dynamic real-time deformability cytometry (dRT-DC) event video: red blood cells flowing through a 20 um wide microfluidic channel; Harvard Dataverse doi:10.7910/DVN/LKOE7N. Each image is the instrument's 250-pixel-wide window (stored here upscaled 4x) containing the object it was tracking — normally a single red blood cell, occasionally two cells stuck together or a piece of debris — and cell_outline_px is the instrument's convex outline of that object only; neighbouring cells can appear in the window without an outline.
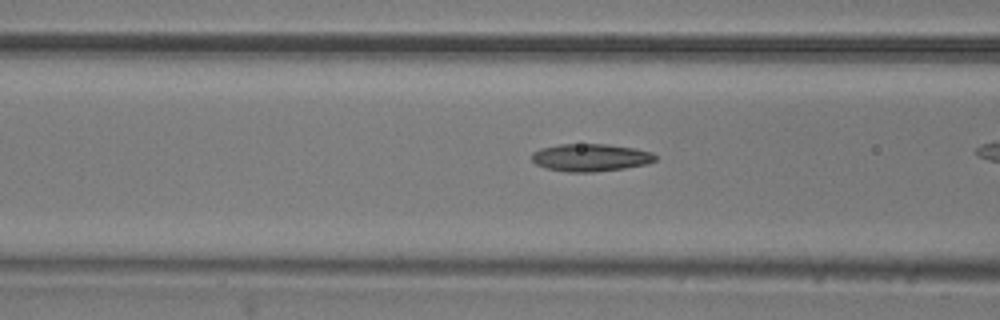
{"species": "common noctule bat (a hibernating species)", "species_latin": "Nyctalus noctula", "temperature_condition": "room temperature", "stored_images_in_passage": 35, "camera_frame_rate_fps": 3000, "um_per_image_px": 0.085, "animal": {"sex": "male", "body_mass_g": 20.5, "forearm_length_mm": 52.5}, "frame": {"image": 1, "passage_image": 20, "time_ms": 6.333, "image_size_px": [1000, 320], "cell_outline_px": [[656, 160], [648, 164], [624, 168], [596, 172], [568, 172], [544, 168], [536, 164], [532, 160], [532, 152], [540, 148], [560, 144], [608, 144], [636, 148], [652, 152], [656, 156]], "centroid_in_image_um": [50.2, 13.39], "position_along_channel_um": 116.4, "area_um2": 20.06}}
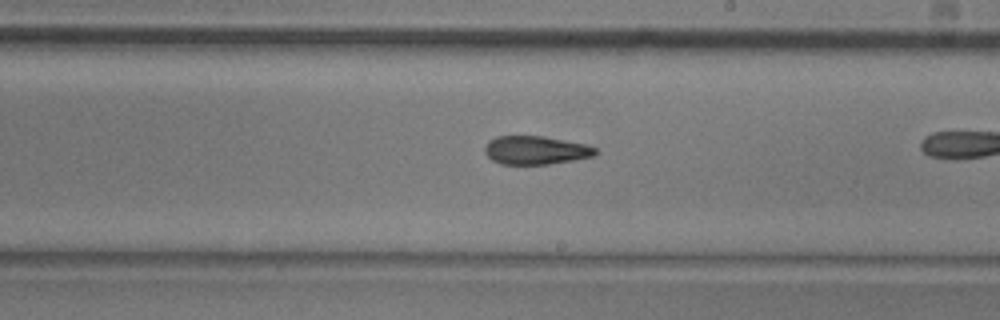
{"frame": {"image": 2, "passage_image": 30, "time_ms": 9.667, "image_size_px": [1000, 320], "cell_outline_px": [[596, 152], [592, 156], [572, 160], [548, 164], [500, 164], [492, 160], [484, 152], [484, 148], [488, 140], [496, 136], [544, 136], [588, 144], [596, 148]], "centroid_in_image_um": [45.5, 12.75], "position_along_channel_um": 243.5, "area_um2": 18.38}}